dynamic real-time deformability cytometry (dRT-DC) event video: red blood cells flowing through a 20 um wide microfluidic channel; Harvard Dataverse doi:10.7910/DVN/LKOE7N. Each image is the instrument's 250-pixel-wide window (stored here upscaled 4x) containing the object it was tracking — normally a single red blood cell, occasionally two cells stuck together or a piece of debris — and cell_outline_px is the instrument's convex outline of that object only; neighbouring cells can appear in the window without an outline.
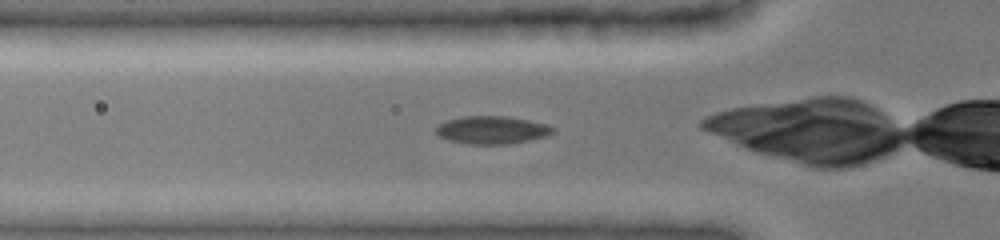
{"species": "common noctule bat (a hibernating species)", "species_latin": "Nyctalus noctula", "temperature_condition": "cold", "stored_images_in_passage": 39, "camera_frame_rate_fps": 3000, "um_per_image_px": 0.085, "animal": {"sex": "female", "body_mass_g": 19.0, "forearm_length_mm": 51.5}, "frame": {"image": 1, "passage_image": 6, "time_ms": 1.667, "image_size_px": [1000, 240], "cell_outline_px": [[556, 128], [548, 136], [508, 144], [468, 144], [448, 140], [436, 136], [436, 128], [444, 120], [460, 116], [508, 116], [548, 124]], "centroid_in_image_um": [41.79, 11.04], "position_along_channel_um": 84.0, "area_um2": 19.19}}
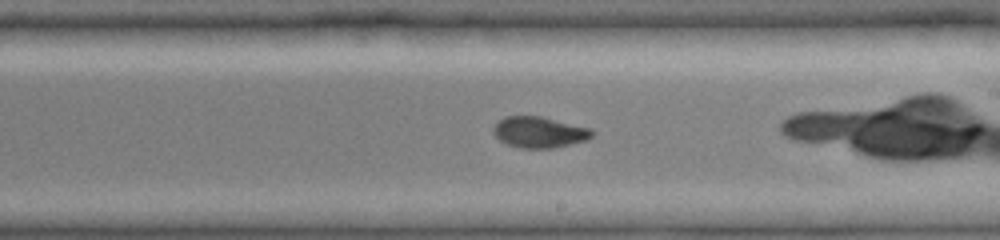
{"frame": {"image": 2, "passage_image": 20, "time_ms": 5.667, "image_size_px": [1000, 240], "cell_outline_px": [[592, 136], [588, 140], [552, 148], [520, 148], [508, 144], [500, 140], [492, 132], [492, 128], [504, 116], [540, 116], [592, 128]], "centroid_in_image_um": [45.84, 11.23], "position_along_channel_um": 243.2, "area_um2": 17.8}}
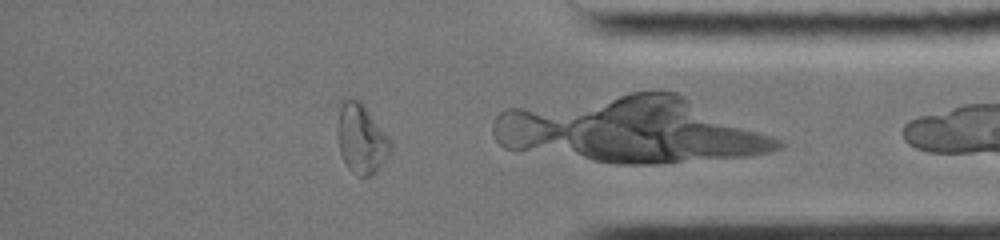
{"frame": {"image": 3, "passage_image": 37, "time_ms": 10.0, "image_size_px": [1000, 240], "cell_outline_px": [[392, 148], [388, 156], [376, 172], [372, 176], [360, 176], [352, 172], [348, 168], [340, 152], [336, 132], [336, 128], [340, 108], [344, 100], [360, 100], [364, 104], [392, 140]], "centroid_in_image_um": [30.73, 11.81], "position_along_channel_um": 404.5, "area_um2": 21.62}}